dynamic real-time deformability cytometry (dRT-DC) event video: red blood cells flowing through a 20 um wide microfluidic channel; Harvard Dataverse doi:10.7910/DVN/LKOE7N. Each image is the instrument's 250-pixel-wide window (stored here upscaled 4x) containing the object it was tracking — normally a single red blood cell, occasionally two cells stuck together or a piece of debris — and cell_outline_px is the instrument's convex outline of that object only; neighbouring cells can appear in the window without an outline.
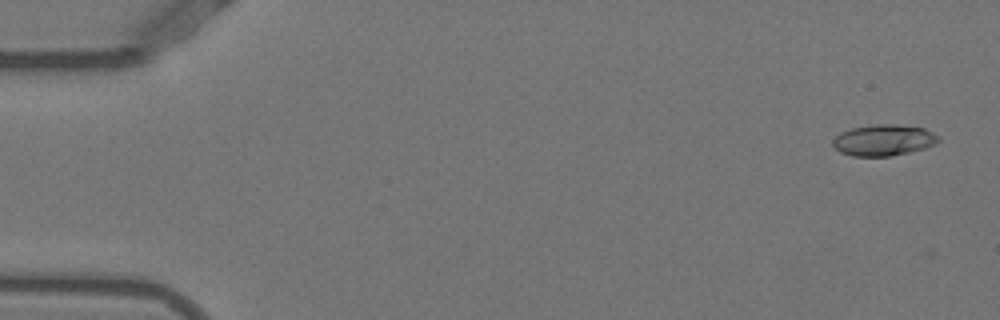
{"species": "Egyptian fruit bat (a non-hibernating species)", "species_latin": "Rousettus aegyptiacus", "temperature_condition": "warm", "stored_images_in_passage": 52, "camera_frame_rate_fps": 3000, "um_per_image_px": 0.085, "animal": {"sex": "female"}, "frame": {"image": 1, "passage_image": 2, "time_ms": 0.333, "image_size_px": [1000, 320], "cell_outline_px": [[940, 140], [936, 144], [924, 148], [908, 152], [888, 156], [852, 156], [840, 152], [832, 144], [832, 140], [840, 132], [852, 128], [876, 124], [896, 124], [924, 128], [940, 136]], "centroid_in_image_um": [75.11, 11.9], "position_along_channel_um": 9.9, "area_um2": 19.19}}
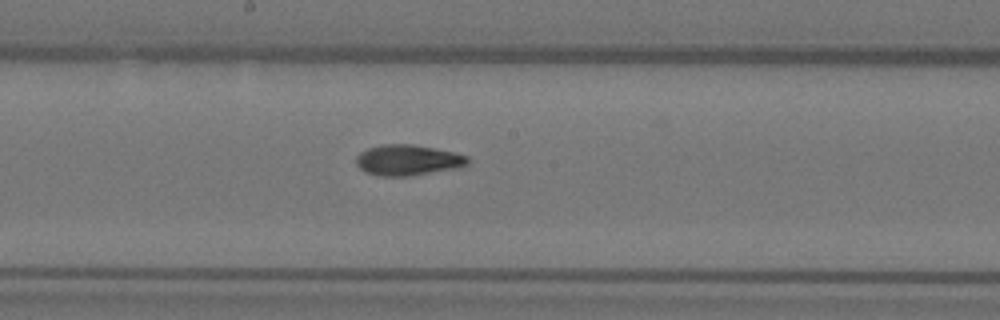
{"frame": {"image": 2, "passage_image": 28, "time_ms": 9.0, "image_size_px": [1000, 320], "cell_outline_px": [[468, 164], [456, 168], [408, 176], [380, 176], [364, 172], [356, 164], [356, 156], [360, 152], [368, 148], [384, 144], [412, 144], [456, 152], [468, 156]], "centroid_in_image_um": [34.65, 13.6], "position_along_channel_um": 213.6, "area_um2": 19.94}}
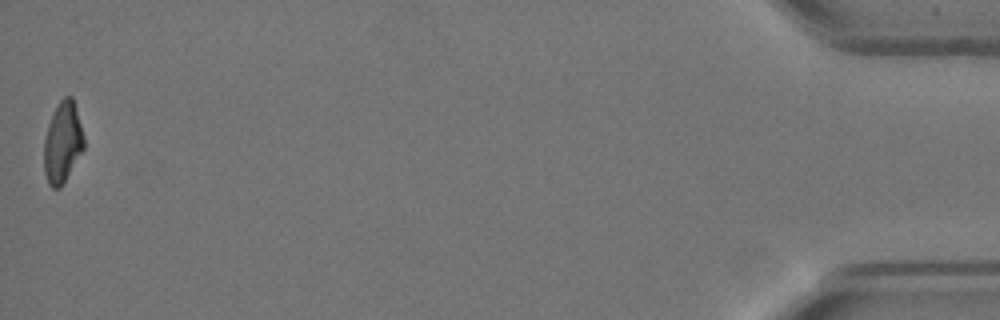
{"frame": {"image": 3, "passage_image": 52, "time_ms": 17.0, "image_size_px": [1000, 320], "cell_outline_px": [[84, 148], [60, 188], [52, 188], [48, 184], [44, 172], [44, 140], [48, 124], [56, 104], [64, 96], [72, 96], [84, 136]], "centroid_in_image_um": [5.3, 12.09], "position_along_channel_um": 429.9, "area_um2": 18.73}, "authors_computed_cell_mechanics": {"area_um2": 19.3341, "velocity_mm_per_s": 3.8888, "shape_relaxation_time_tau1_ms": 4.9523, "shape_relaxation_time_tau2_ms": 2.0204, "deformation_change_tau1": 0.1991, "deformation_change_tau2": 0.0768}}